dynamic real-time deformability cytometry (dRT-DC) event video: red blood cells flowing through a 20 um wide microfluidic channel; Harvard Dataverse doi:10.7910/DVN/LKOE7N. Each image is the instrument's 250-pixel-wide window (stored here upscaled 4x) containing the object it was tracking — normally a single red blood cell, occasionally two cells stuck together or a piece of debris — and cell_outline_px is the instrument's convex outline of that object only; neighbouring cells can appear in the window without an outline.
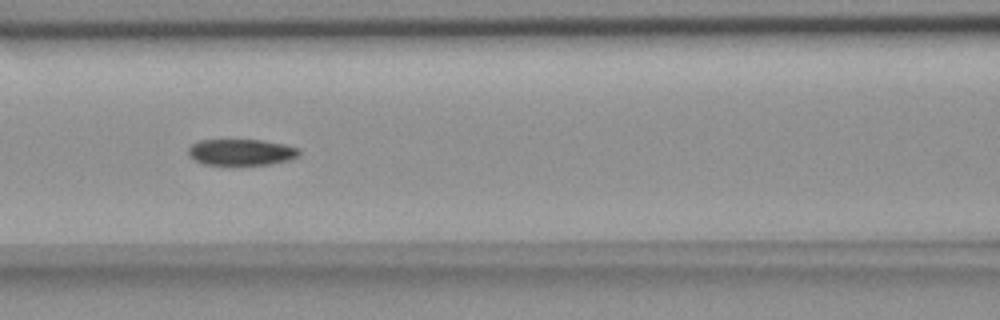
{"species": "common noctule bat (a hibernating species)", "species_latin": "Nyctalus noctula", "temperature_condition": "room temperature", "stored_images_in_passage": 6, "camera_frame_rate_fps": 3000, "um_per_image_px": 0.085, "animal": {"sex": "female", "body_mass_g": 18.4}, "frame": {"image": 1, "passage_image": 6, "time_ms": 6.333, "image_size_px": [1000, 320], "cell_outline_px": [[300, 156], [288, 160], [268, 164], [232, 168], [204, 164], [188, 156], [188, 148], [192, 144], [200, 140], [260, 140], [284, 144], [300, 148]], "centroid_in_image_um": [20.49, 12.98], "position_along_channel_um": 146.1, "area_um2": 17.74}}